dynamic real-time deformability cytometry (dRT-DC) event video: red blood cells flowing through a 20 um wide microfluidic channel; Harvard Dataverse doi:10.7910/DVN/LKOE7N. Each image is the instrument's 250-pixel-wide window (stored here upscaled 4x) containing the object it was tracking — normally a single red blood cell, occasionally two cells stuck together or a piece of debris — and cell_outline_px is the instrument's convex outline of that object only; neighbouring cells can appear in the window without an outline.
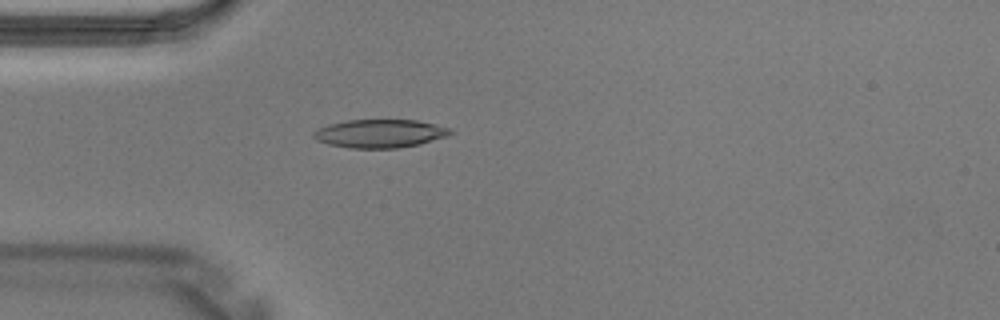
{"species": "Egyptian fruit bat (a non-hibernating species)", "species_latin": "Rousettus aegyptiacus", "temperature_condition": "warm", "stored_images_in_passage": 2, "camera_frame_rate_fps": 3000, "um_per_image_px": 0.085, "animal": {"sex": "male"}, "frame": {"image": 1, "passage_image": 2, "time_ms": 0.333, "image_size_px": [1000, 320], "cell_outline_px": [[452, 132], [448, 136], [420, 144], [396, 148], [348, 148], [328, 144], [316, 140], [312, 136], [312, 132], [316, 128], [328, 124], [348, 120], [416, 120], [448, 128]], "centroid_in_image_um": [32.22, 11.35], "position_along_channel_um": 52.8, "area_um2": 22.54}}